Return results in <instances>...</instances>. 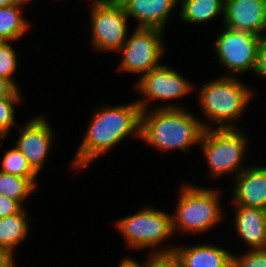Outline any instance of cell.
Here are the masks:
<instances>
[{"mask_svg": "<svg viewBox=\"0 0 266 267\" xmlns=\"http://www.w3.org/2000/svg\"><path fill=\"white\" fill-rule=\"evenodd\" d=\"M178 190L177 204L172 211L174 235L179 231L181 234L195 233L194 235L206 233L226 220L221 205L222 190L218 186L207 188L184 183Z\"/></svg>", "mask_w": 266, "mask_h": 267, "instance_id": "4", "label": "cell"}, {"mask_svg": "<svg viewBox=\"0 0 266 267\" xmlns=\"http://www.w3.org/2000/svg\"><path fill=\"white\" fill-rule=\"evenodd\" d=\"M254 74L259 78L262 77L266 79V33L260 36L257 65Z\"/></svg>", "mask_w": 266, "mask_h": 267, "instance_id": "26", "label": "cell"}, {"mask_svg": "<svg viewBox=\"0 0 266 267\" xmlns=\"http://www.w3.org/2000/svg\"><path fill=\"white\" fill-rule=\"evenodd\" d=\"M0 163L1 172L24 178L40 177L14 145L4 151Z\"/></svg>", "mask_w": 266, "mask_h": 267, "instance_id": "21", "label": "cell"}, {"mask_svg": "<svg viewBox=\"0 0 266 267\" xmlns=\"http://www.w3.org/2000/svg\"><path fill=\"white\" fill-rule=\"evenodd\" d=\"M172 254L180 267H232V251L219 244H176Z\"/></svg>", "mask_w": 266, "mask_h": 267, "instance_id": "15", "label": "cell"}, {"mask_svg": "<svg viewBox=\"0 0 266 267\" xmlns=\"http://www.w3.org/2000/svg\"><path fill=\"white\" fill-rule=\"evenodd\" d=\"M223 26L263 35L266 33V0H225Z\"/></svg>", "mask_w": 266, "mask_h": 267, "instance_id": "13", "label": "cell"}, {"mask_svg": "<svg viewBox=\"0 0 266 267\" xmlns=\"http://www.w3.org/2000/svg\"><path fill=\"white\" fill-rule=\"evenodd\" d=\"M27 5L29 4L0 7V37L7 42H17L31 31V22L24 14Z\"/></svg>", "mask_w": 266, "mask_h": 267, "instance_id": "19", "label": "cell"}, {"mask_svg": "<svg viewBox=\"0 0 266 267\" xmlns=\"http://www.w3.org/2000/svg\"><path fill=\"white\" fill-rule=\"evenodd\" d=\"M141 107L136 99L124 104H102L93 111L70 169L84 170L128 137L141 140Z\"/></svg>", "mask_w": 266, "mask_h": 267, "instance_id": "1", "label": "cell"}, {"mask_svg": "<svg viewBox=\"0 0 266 267\" xmlns=\"http://www.w3.org/2000/svg\"><path fill=\"white\" fill-rule=\"evenodd\" d=\"M179 6V22L206 24L221 17L223 24L225 0H179Z\"/></svg>", "mask_w": 266, "mask_h": 267, "instance_id": "18", "label": "cell"}, {"mask_svg": "<svg viewBox=\"0 0 266 267\" xmlns=\"http://www.w3.org/2000/svg\"><path fill=\"white\" fill-rule=\"evenodd\" d=\"M24 207L17 201L0 194V218L19 213Z\"/></svg>", "mask_w": 266, "mask_h": 267, "instance_id": "27", "label": "cell"}, {"mask_svg": "<svg viewBox=\"0 0 266 267\" xmlns=\"http://www.w3.org/2000/svg\"><path fill=\"white\" fill-rule=\"evenodd\" d=\"M222 31L215 35V60L226 71L223 76L240 77L248 72L254 74L260 36L248 31L234 30L222 25Z\"/></svg>", "mask_w": 266, "mask_h": 267, "instance_id": "10", "label": "cell"}, {"mask_svg": "<svg viewBox=\"0 0 266 267\" xmlns=\"http://www.w3.org/2000/svg\"><path fill=\"white\" fill-rule=\"evenodd\" d=\"M22 90L17 89L9 80L0 76V99L6 97H22Z\"/></svg>", "mask_w": 266, "mask_h": 267, "instance_id": "28", "label": "cell"}, {"mask_svg": "<svg viewBox=\"0 0 266 267\" xmlns=\"http://www.w3.org/2000/svg\"><path fill=\"white\" fill-rule=\"evenodd\" d=\"M24 207L19 213L0 218V247L16 257V250L23 245L31 231L33 219ZM30 229V230H29ZM17 248V249H16Z\"/></svg>", "mask_w": 266, "mask_h": 267, "instance_id": "17", "label": "cell"}, {"mask_svg": "<svg viewBox=\"0 0 266 267\" xmlns=\"http://www.w3.org/2000/svg\"><path fill=\"white\" fill-rule=\"evenodd\" d=\"M144 206L136 213L113 221L114 228L121 234L126 249L137 250V252L143 249L147 250L146 253L149 251V254L154 255L172 254L176 243L167 244L171 237L174 238L172 213L151 205Z\"/></svg>", "mask_w": 266, "mask_h": 267, "instance_id": "5", "label": "cell"}, {"mask_svg": "<svg viewBox=\"0 0 266 267\" xmlns=\"http://www.w3.org/2000/svg\"><path fill=\"white\" fill-rule=\"evenodd\" d=\"M129 20H137L136 28H154L166 32L169 18L179 0H117ZM168 23V24H167Z\"/></svg>", "mask_w": 266, "mask_h": 267, "instance_id": "14", "label": "cell"}, {"mask_svg": "<svg viewBox=\"0 0 266 267\" xmlns=\"http://www.w3.org/2000/svg\"><path fill=\"white\" fill-rule=\"evenodd\" d=\"M7 43L6 40L0 37V48Z\"/></svg>", "mask_w": 266, "mask_h": 267, "instance_id": "32", "label": "cell"}, {"mask_svg": "<svg viewBox=\"0 0 266 267\" xmlns=\"http://www.w3.org/2000/svg\"><path fill=\"white\" fill-rule=\"evenodd\" d=\"M245 251L232 253V267H266V249Z\"/></svg>", "mask_w": 266, "mask_h": 267, "instance_id": "24", "label": "cell"}, {"mask_svg": "<svg viewBox=\"0 0 266 267\" xmlns=\"http://www.w3.org/2000/svg\"><path fill=\"white\" fill-rule=\"evenodd\" d=\"M189 108L151 109L141 114V142L162 153H191L200 145L204 126Z\"/></svg>", "mask_w": 266, "mask_h": 267, "instance_id": "2", "label": "cell"}, {"mask_svg": "<svg viewBox=\"0 0 266 267\" xmlns=\"http://www.w3.org/2000/svg\"><path fill=\"white\" fill-rule=\"evenodd\" d=\"M17 259L13 254L0 247V267H17Z\"/></svg>", "mask_w": 266, "mask_h": 267, "instance_id": "30", "label": "cell"}, {"mask_svg": "<svg viewBox=\"0 0 266 267\" xmlns=\"http://www.w3.org/2000/svg\"><path fill=\"white\" fill-rule=\"evenodd\" d=\"M175 69L167 63H162L137 80L133 89L135 92H139L140 98L138 96L136 102L142 111L157 108H186L182 103L180 105L173 103L174 100L178 102V100L187 97L188 94H193V89L196 91L198 88H196L197 85H194L195 83L191 82L192 80ZM155 101L158 105L154 104ZM159 103L161 104L159 105Z\"/></svg>", "mask_w": 266, "mask_h": 267, "instance_id": "7", "label": "cell"}, {"mask_svg": "<svg viewBox=\"0 0 266 267\" xmlns=\"http://www.w3.org/2000/svg\"><path fill=\"white\" fill-rule=\"evenodd\" d=\"M231 184V205L266 210V166L248 165Z\"/></svg>", "mask_w": 266, "mask_h": 267, "instance_id": "12", "label": "cell"}, {"mask_svg": "<svg viewBox=\"0 0 266 267\" xmlns=\"http://www.w3.org/2000/svg\"><path fill=\"white\" fill-rule=\"evenodd\" d=\"M249 133L239 128L205 129L199 148L205 158L208 179L228 176L232 180L246 167L245 158L249 148ZM244 162V163H243Z\"/></svg>", "mask_w": 266, "mask_h": 267, "instance_id": "6", "label": "cell"}, {"mask_svg": "<svg viewBox=\"0 0 266 267\" xmlns=\"http://www.w3.org/2000/svg\"><path fill=\"white\" fill-rule=\"evenodd\" d=\"M148 253H146L145 261H138L136 257L125 255L122 257L117 267H147L148 266Z\"/></svg>", "mask_w": 266, "mask_h": 267, "instance_id": "29", "label": "cell"}, {"mask_svg": "<svg viewBox=\"0 0 266 267\" xmlns=\"http://www.w3.org/2000/svg\"><path fill=\"white\" fill-rule=\"evenodd\" d=\"M32 0H0V7L14 5V4H29Z\"/></svg>", "mask_w": 266, "mask_h": 267, "instance_id": "31", "label": "cell"}, {"mask_svg": "<svg viewBox=\"0 0 266 267\" xmlns=\"http://www.w3.org/2000/svg\"><path fill=\"white\" fill-rule=\"evenodd\" d=\"M164 34L165 32L159 29L135 28L117 52L121 55L117 71L138 75L137 80H139L160 66L167 46Z\"/></svg>", "mask_w": 266, "mask_h": 267, "instance_id": "9", "label": "cell"}, {"mask_svg": "<svg viewBox=\"0 0 266 267\" xmlns=\"http://www.w3.org/2000/svg\"><path fill=\"white\" fill-rule=\"evenodd\" d=\"M233 226L247 250L266 249V210L233 206Z\"/></svg>", "mask_w": 266, "mask_h": 267, "instance_id": "16", "label": "cell"}, {"mask_svg": "<svg viewBox=\"0 0 266 267\" xmlns=\"http://www.w3.org/2000/svg\"><path fill=\"white\" fill-rule=\"evenodd\" d=\"M38 178H24L0 171V194L17 200L23 207L27 199L38 191Z\"/></svg>", "mask_w": 266, "mask_h": 267, "instance_id": "20", "label": "cell"}, {"mask_svg": "<svg viewBox=\"0 0 266 267\" xmlns=\"http://www.w3.org/2000/svg\"><path fill=\"white\" fill-rule=\"evenodd\" d=\"M23 97H6L0 99V138L8 139L13 128L18 127L16 108ZM16 106V107H15Z\"/></svg>", "mask_w": 266, "mask_h": 267, "instance_id": "23", "label": "cell"}, {"mask_svg": "<svg viewBox=\"0 0 266 267\" xmlns=\"http://www.w3.org/2000/svg\"><path fill=\"white\" fill-rule=\"evenodd\" d=\"M3 140H5V138H0V148H3Z\"/></svg>", "mask_w": 266, "mask_h": 267, "instance_id": "33", "label": "cell"}, {"mask_svg": "<svg viewBox=\"0 0 266 267\" xmlns=\"http://www.w3.org/2000/svg\"><path fill=\"white\" fill-rule=\"evenodd\" d=\"M241 80L221 75L201 84L197 100L205 129L239 128L236 122L244 117L256 95V89Z\"/></svg>", "mask_w": 266, "mask_h": 267, "instance_id": "3", "label": "cell"}, {"mask_svg": "<svg viewBox=\"0 0 266 267\" xmlns=\"http://www.w3.org/2000/svg\"><path fill=\"white\" fill-rule=\"evenodd\" d=\"M14 43L7 42L0 48V76L9 80L17 89L21 90V86L17 83L18 81H15L14 77L21 65L19 64V50L17 46H14Z\"/></svg>", "mask_w": 266, "mask_h": 267, "instance_id": "22", "label": "cell"}, {"mask_svg": "<svg viewBox=\"0 0 266 267\" xmlns=\"http://www.w3.org/2000/svg\"><path fill=\"white\" fill-rule=\"evenodd\" d=\"M46 117L47 115L42 113L26 120L24 125H19V133L14 144L38 175L48 162L50 151L55 148L53 143L57 142L55 129Z\"/></svg>", "mask_w": 266, "mask_h": 267, "instance_id": "11", "label": "cell"}, {"mask_svg": "<svg viewBox=\"0 0 266 267\" xmlns=\"http://www.w3.org/2000/svg\"><path fill=\"white\" fill-rule=\"evenodd\" d=\"M147 267H180L173 254H149Z\"/></svg>", "mask_w": 266, "mask_h": 267, "instance_id": "25", "label": "cell"}, {"mask_svg": "<svg viewBox=\"0 0 266 267\" xmlns=\"http://www.w3.org/2000/svg\"><path fill=\"white\" fill-rule=\"evenodd\" d=\"M90 46L93 52L116 53L128 38L130 20L117 0H91Z\"/></svg>", "mask_w": 266, "mask_h": 267, "instance_id": "8", "label": "cell"}]
</instances>
